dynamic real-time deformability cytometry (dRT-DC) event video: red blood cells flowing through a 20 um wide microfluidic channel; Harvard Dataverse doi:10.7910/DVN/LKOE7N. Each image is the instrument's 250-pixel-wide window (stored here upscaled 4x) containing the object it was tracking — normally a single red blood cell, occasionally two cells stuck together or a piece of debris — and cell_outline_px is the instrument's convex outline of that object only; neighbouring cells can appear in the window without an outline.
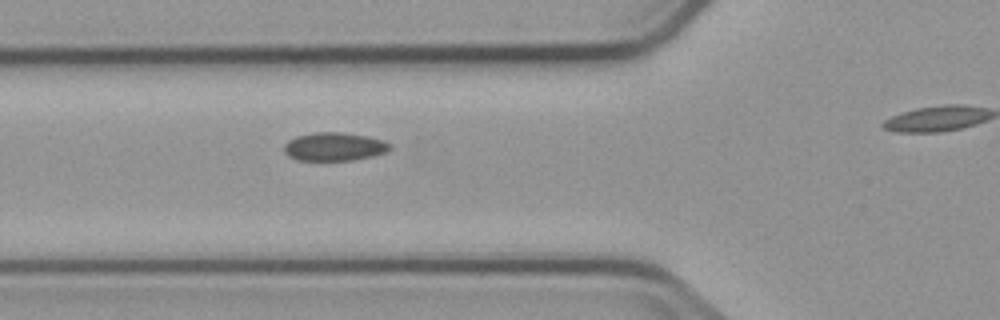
{"species": "common noctule bat (a hibernating species)", "species_latin": "Nyctalus noctula", "temperature_condition": "cold", "stored_images_in_passage": 3, "segment_of_instrument_passage": [1, 2], "camera_frame_rate_fps": 3000, "um_per_image_px": 0.085, "animal": {"sex": "male", "body_mass_g": 23.1, "forearm_length_mm": 52.7}, "frame": {"image": 1, "passage_image": 2, "time_ms": 1.0, "image_size_px": [1000, 320], "cell_outline_px": [[392, 148], [384, 152], [372, 156], [352, 160], [296, 160], [288, 156], [284, 152], [284, 144], [288, 140], [296, 136], [316, 132], [344, 132], [384, 140], [392, 144]], "centroid_in_image_um": [28.4, 12.46], "position_along_channel_um": 97.4, "area_um2": 17.51}}